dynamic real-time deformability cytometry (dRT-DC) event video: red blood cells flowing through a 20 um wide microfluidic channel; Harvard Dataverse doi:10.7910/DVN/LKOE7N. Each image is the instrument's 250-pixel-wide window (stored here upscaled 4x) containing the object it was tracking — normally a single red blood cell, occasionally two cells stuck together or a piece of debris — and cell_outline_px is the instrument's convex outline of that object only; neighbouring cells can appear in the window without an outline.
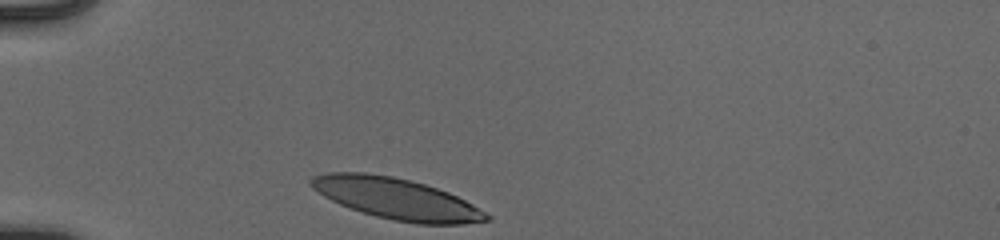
{"species": "human", "species_latin": "Homo sapiens", "temperature_condition": "cold", "stored_images_in_passage": 30, "camera_frame_rate_fps": 3000, "um_per_image_px": 0.085, "donor": {"sex": "male"}, "frame": {"image": 1, "passage_image": 1, "time_ms": 0.0, "image_size_px": [1000, 240], "cell_outline_px": [[492, 220], [460, 224], [416, 224], [392, 220], [376, 216], [340, 204], [324, 196], [312, 188], [308, 184], [308, 180], [312, 176], [328, 172], [364, 172], [392, 176], [424, 184], [448, 192], [472, 204], [492, 216]], "centroid_in_image_um": [33.69, 16.89], "position_along_channel_um": 51.3, "area_um2": 41.91}}
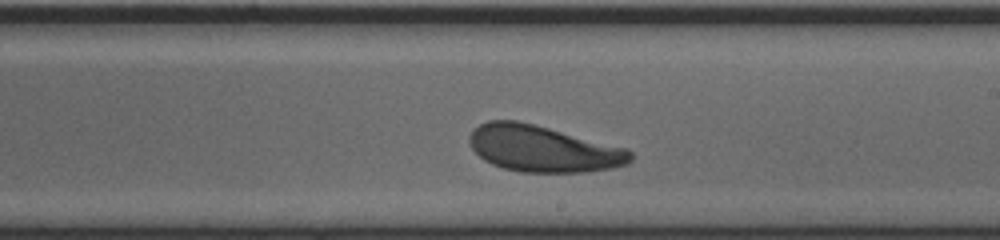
{"frame": {"image": 2, "passage_image": 18, "time_ms": 5.667, "image_size_px": [1000, 240], "cell_outline_px": [[632, 160], [628, 164], [612, 168], [588, 172], [520, 172], [504, 168], [492, 164], [484, 160], [472, 148], [468, 140], [468, 136], [480, 124], [488, 120], [516, 120], [548, 128], [624, 148], [632, 152]], "centroid_in_image_um": [46.13, 12.66], "position_along_channel_um": 242.9, "area_um2": 43.06}}
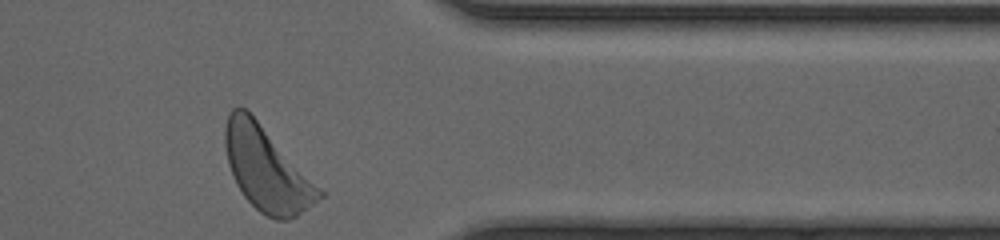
{"frame": {"image": 3, "passage_image": 30, "time_ms": 9.667, "image_size_px": [1000, 240], "cell_outline_px": [[324, 196], [296, 216], [288, 220], [276, 220], [260, 212], [244, 196], [236, 184], [232, 176], [228, 164], [224, 144], [224, 128], [228, 112], [232, 108], [244, 108], [256, 120], [324, 192]], "centroid_in_image_um": [22.62, 14.4], "position_along_channel_um": 388.8, "area_um2": 44.91}, "authors_computed_cell_mechanics": {"area_um2": 43.4078, "velocity_mm_per_s": 3.8655, "shape_relaxation_time_tau1_ms": 1.6943, "shape_relaxation_time_tau2_ms": 2.3146, "deformation_change_tau1": 0.1223, "deformation_change_tau2": 0.1025}}